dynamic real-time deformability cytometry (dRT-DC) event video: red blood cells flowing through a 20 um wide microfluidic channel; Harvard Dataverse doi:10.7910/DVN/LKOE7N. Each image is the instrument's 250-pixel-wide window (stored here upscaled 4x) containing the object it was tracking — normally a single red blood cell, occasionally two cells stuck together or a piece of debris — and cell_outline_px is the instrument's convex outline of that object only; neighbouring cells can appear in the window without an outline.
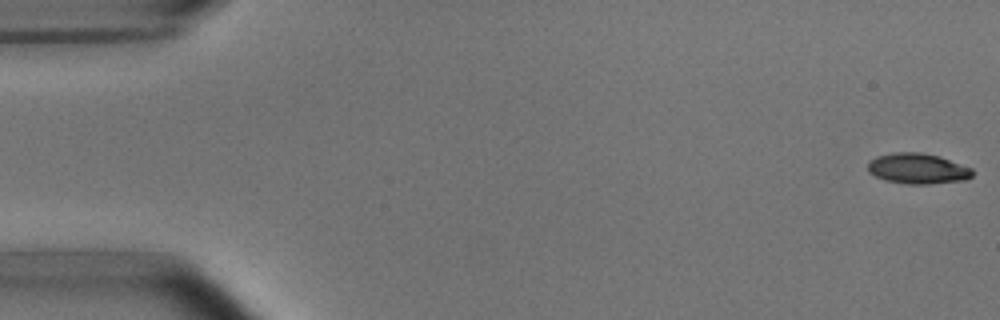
{"species": "common noctule bat (a hibernating species)", "species_latin": "Nyctalus noctula", "temperature_condition": "room temperature", "stored_images_in_passage": 6, "camera_frame_rate_fps": 3000, "um_per_image_px": 0.085, "animal": {"sex": "male", "body_mass_g": 15.6}, "frame": {"image": 1, "passage_image": 1, "time_ms": 0.0, "image_size_px": [1000, 320], "cell_outline_px": [[972, 176], [964, 180], [928, 184], [908, 184], [884, 180], [868, 172], [868, 160], [876, 156], [896, 152], [920, 152], [940, 156], [972, 168]], "centroid_in_image_um": [77.98, 14.32], "position_along_channel_um": 7.0, "area_um2": 18.67}}